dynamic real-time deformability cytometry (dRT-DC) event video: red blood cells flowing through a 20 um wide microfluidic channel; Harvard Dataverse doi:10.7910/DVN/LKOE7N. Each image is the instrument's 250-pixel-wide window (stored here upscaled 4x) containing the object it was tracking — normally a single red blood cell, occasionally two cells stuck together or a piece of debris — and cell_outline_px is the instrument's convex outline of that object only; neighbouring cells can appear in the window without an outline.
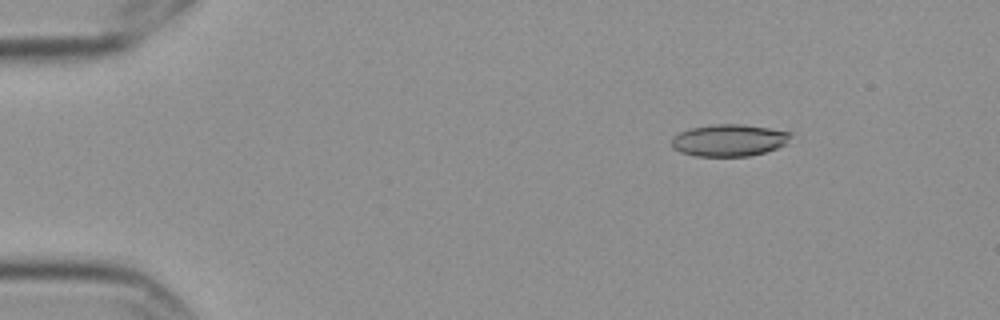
{"species": "Egyptian fruit bat (a non-hibernating species)", "species_latin": "Rousettus aegyptiacus", "temperature_condition": "cold", "stored_images_in_passage": 9, "camera_frame_rate_fps": 3000, "um_per_image_px": 0.085, "frame": {"image": 1, "passage_image": 3, "time_ms": 0.667, "image_size_px": [1000, 320], "cell_outline_px": [[792, 132], [788, 144], [764, 152], [748, 156], [696, 156], [680, 152], [672, 148], [672, 136], [680, 132], [692, 128], [712, 124], [744, 124]], "centroid_in_image_um": [61.97, 11.92], "position_along_channel_um": 23.0, "area_um2": 22.25}}
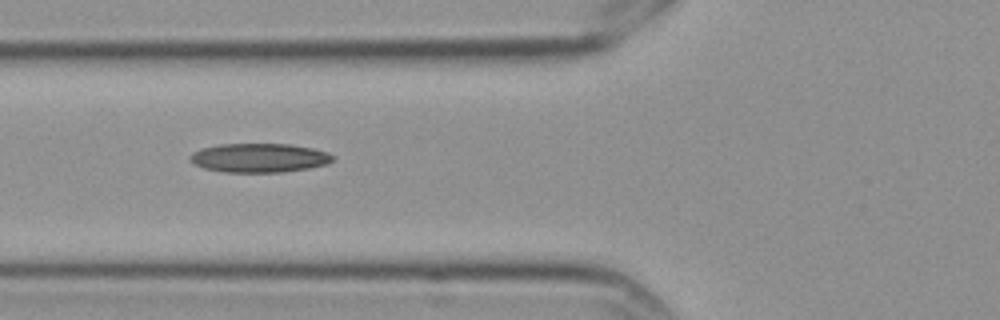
{"frame": {"image": 2, "passage_image": 7, "time_ms": 2.0, "image_size_px": [1000, 320], "cell_outline_px": [[336, 156], [328, 164], [308, 168], [284, 172], [224, 172], [204, 168], [188, 160], [188, 156], [192, 152], [204, 148], [220, 144], [292, 144], [312, 148], [328, 152]], "centroid_in_image_um": [22.05, 13.41], "position_along_channel_um": 103.7, "area_um2": 24.22}}
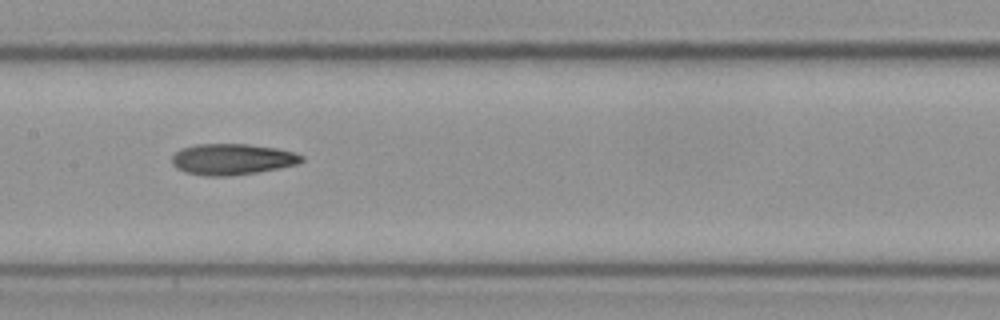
{"frame": {"image": 3, "passage_image": 9, "time_ms": 2.667, "image_size_px": [1000, 320], "cell_outline_px": [[304, 160], [296, 164], [280, 168], [256, 172], [228, 176], [204, 176], [184, 172], [176, 168], [172, 164], [172, 156], [180, 148], [196, 144], [248, 144], [276, 148], [296, 152], [304, 156]], "centroid_in_image_um": [19.72, 13.53], "position_along_channel_um": 187.7, "area_um2": 23.64}}